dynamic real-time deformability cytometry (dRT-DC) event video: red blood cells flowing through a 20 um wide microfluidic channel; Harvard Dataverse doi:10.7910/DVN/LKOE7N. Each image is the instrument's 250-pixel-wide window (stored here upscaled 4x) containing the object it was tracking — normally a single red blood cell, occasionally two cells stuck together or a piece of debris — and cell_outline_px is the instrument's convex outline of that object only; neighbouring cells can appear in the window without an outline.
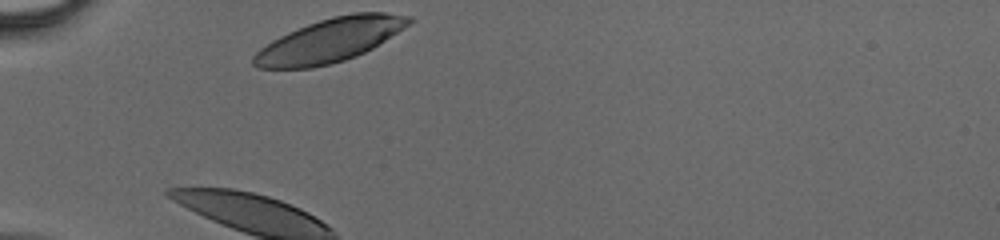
{"species": "human", "species_latin": "Homo sapiens", "temperature_condition": "cold", "stored_images_in_passage": 26, "camera_frame_rate_fps": 3000, "um_per_image_px": 0.085, "donor": {"sex": "male"}, "frame": {"image": 1, "passage_image": 1, "time_ms": 0.0, "image_size_px": [1000, 240], "cell_outline_px": [[412, 20], [408, 24], [372, 48], [356, 56], [344, 60], [312, 68], [256, 68], [252, 64], [252, 56], [260, 48], [272, 40], [288, 32], [308, 24], [332, 16], [352, 12], [384, 12], [412, 16]], "centroid_in_image_um": [28.0, 3.42], "position_along_channel_um": 57.0, "area_um2": 39.13}}